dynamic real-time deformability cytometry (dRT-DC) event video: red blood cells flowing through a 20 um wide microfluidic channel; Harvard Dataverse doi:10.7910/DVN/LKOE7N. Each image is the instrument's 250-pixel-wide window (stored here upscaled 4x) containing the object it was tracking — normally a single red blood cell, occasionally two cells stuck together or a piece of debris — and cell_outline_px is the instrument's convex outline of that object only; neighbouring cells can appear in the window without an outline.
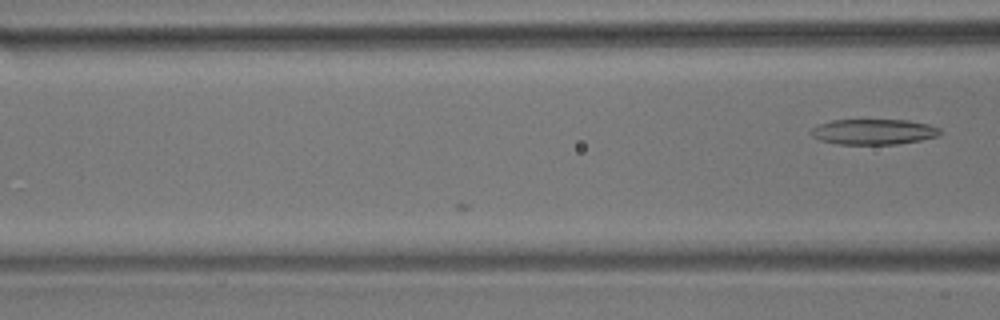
{"species": "common noctule bat (a hibernating species)", "species_latin": "Nyctalus noctula", "temperature_condition": "room temperature", "stored_images_in_passage": 6, "camera_frame_rate_fps": 3000, "um_per_image_px": 0.085, "animal": {"sex": "male", "body_mass_g": 17.9}, "frame": {"image": 1, "passage_image": 6, "time_ms": 1.667, "image_size_px": [1000, 320], "cell_outline_px": [[944, 132], [936, 136], [920, 140], [896, 144], [836, 144], [820, 140], [812, 136], [808, 132], [812, 128], [820, 124], [832, 120], [908, 120], [928, 124], [940, 128]], "centroid_in_image_um": [74.25, 11.2], "position_along_channel_um": 92.4, "area_um2": 19.19}}